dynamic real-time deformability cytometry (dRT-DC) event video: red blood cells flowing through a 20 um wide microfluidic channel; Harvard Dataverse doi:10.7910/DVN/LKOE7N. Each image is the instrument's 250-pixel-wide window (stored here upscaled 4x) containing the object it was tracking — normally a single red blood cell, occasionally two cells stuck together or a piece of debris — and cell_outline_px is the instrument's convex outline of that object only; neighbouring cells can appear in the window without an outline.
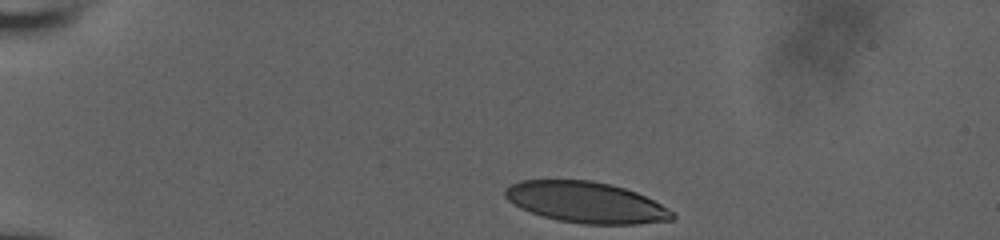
{"species": "human", "species_latin": "Homo sapiens", "temperature_condition": "room temperature", "stored_images_in_passage": 36, "camera_frame_rate_fps": 3000, "um_per_image_px": 0.085, "donor": {"sex": "male"}, "frame": {"image": 1, "passage_image": 1, "time_ms": 0.0, "image_size_px": [1000, 240], "cell_outline_px": [[676, 216], [672, 220], [636, 224], [584, 224], [560, 220], [544, 216], [520, 208], [508, 200], [504, 196], [504, 188], [520, 180], [588, 180], [612, 184], [636, 192], [668, 208]], "centroid_in_image_um": [49.8, 17.19], "position_along_channel_um": 35.2, "area_um2": 39.71}}
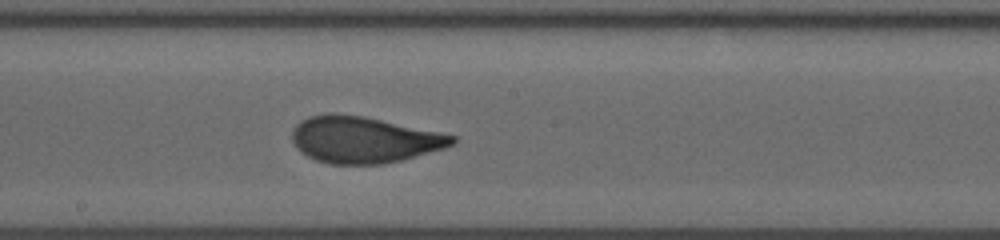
{"frame": {"image": 2, "passage_image": 21, "time_ms": 6.667, "image_size_px": [1000, 240], "cell_outline_px": [[456, 140], [452, 144], [444, 148], [400, 160], [384, 164], [328, 164], [316, 160], [300, 152], [296, 148], [292, 140], [292, 132], [296, 124], [300, 120], [308, 116], [328, 112], [336, 112], [364, 116], [440, 132], [456, 136]], "centroid_in_image_um": [30.87, 11.86], "position_along_channel_um": 217.3, "area_um2": 43.52}}
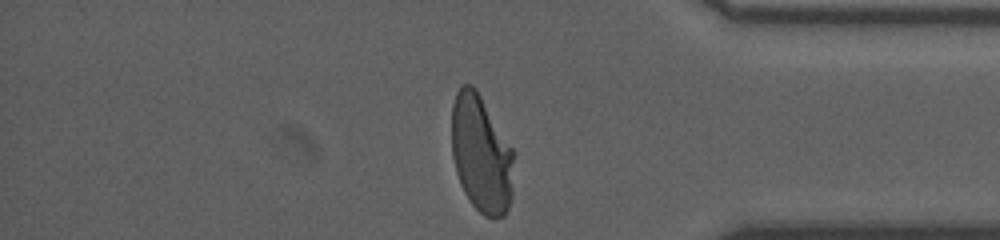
{"frame": {"image": 3, "passage_image": 36, "time_ms": 11.667, "image_size_px": [1000, 240], "cell_outline_px": [[516, 152], [512, 196], [508, 208], [504, 216], [492, 220], [484, 216], [472, 204], [464, 192], [460, 184], [456, 172], [452, 156], [452, 104], [456, 92], [464, 84], [472, 84], [476, 88]], "centroid_in_image_um": [40.94, 13.11], "position_along_channel_um": 394.3, "area_um2": 43.52}, "authors_computed_cell_mechanics": {"area_um2": 42.9454, "velocity_mm_per_s": 3.8486, "shape_relaxation_time_tau1_ms": 4.891, "shape_relaxation_time_tau2_ms": null, "deformation_change_tau1": 0.2058, "deformation_change_tau2": null}}